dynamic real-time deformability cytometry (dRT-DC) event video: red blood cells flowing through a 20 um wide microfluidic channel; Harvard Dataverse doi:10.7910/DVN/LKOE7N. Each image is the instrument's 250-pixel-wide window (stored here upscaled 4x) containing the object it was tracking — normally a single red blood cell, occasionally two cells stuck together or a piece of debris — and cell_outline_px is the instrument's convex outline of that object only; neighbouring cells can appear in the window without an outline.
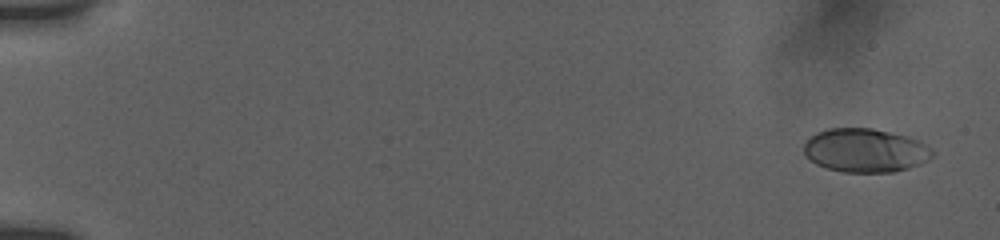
{"species": "human", "species_latin": "Homo sapiens", "temperature_condition": "room temperature", "stored_images_in_passage": 8, "camera_frame_rate_fps": 3000, "um_per_image_px": 0.085, "donor": {"sex": "female"}, "frame": {"image": 1, "passage_image": 3, "time_ms": 0.667, "image_size_px": [1000, 240], "cell_outline_px": [[936, 152], [928, 160], [920, 164], [908, 168], [892, 172], [844, 172], [828, 168], [816, 164], [804, 156], [804, 144], [816, 132], [828, 128], [872, 128], [908, 136], [932, 148]], "centroid_in_image_um": [73.55, 12.78], "position_along_channel_um": 11.5, "area_um2": 32.77}}